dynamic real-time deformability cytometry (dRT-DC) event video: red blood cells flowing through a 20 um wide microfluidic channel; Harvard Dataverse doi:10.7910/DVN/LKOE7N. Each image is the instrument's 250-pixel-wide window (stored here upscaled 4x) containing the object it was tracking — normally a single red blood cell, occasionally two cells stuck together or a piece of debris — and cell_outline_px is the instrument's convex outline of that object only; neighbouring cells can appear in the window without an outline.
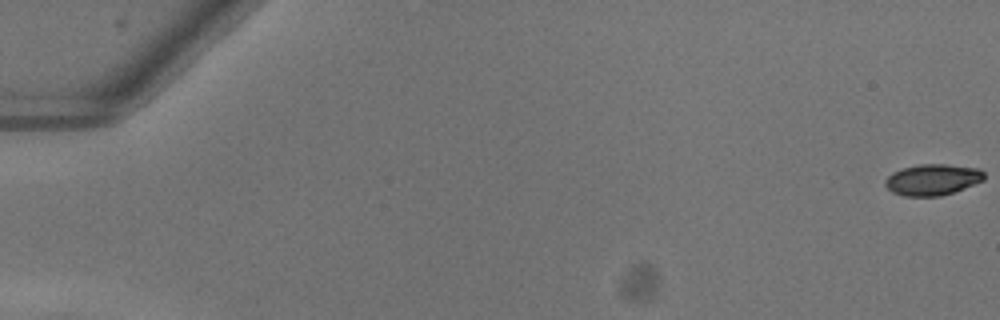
{"species": "common noctule bat (a hibernating species)", "species_latin": "Nyctalus noctula", "temperature_condition": "warm", "stored_images_in_passage": 53, "camera_frame_rate_fps": 3000, "um_per_image_px": 0.085, "animal": {"sex": "female"}, "frame": {"image": 1, "passage_image": 1, "time_ms": 0.0, "image_size_px": [1000, 320], "cell_outline_px": [[984, 180], [964, 188], [940, 196], [904, 196], [892, 192], [884, 184], [884, 180], [892, 172], [904, 168], [920, 164], [944, 164], [980, 168], [984, 172]], "centroid_in_image_um": [79.26, 15.26], "position_along_channel_um": 5.7, "area_um2": 17.92}}
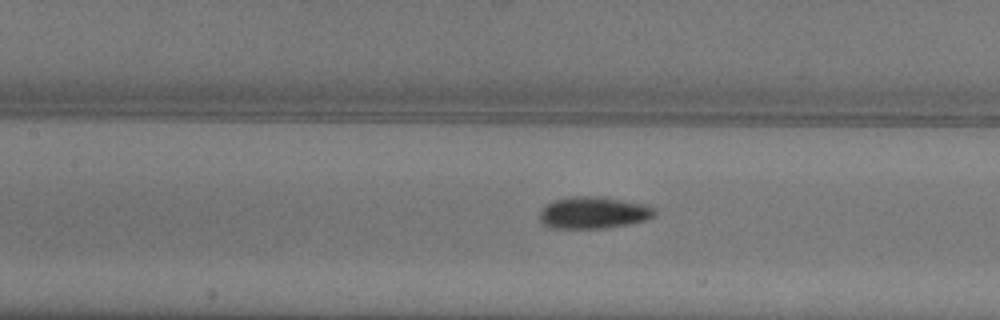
{"frame": {"image": 2, "passage_image": 26, "time_ms": 8.333, "image_size_px": [1000, 320], "cell_outline_px": [[656, 216], [648, 220], [628, 224], [604, 228], [552, 228], [544, 224], [540, 220], [540, 212], [552, 200], [568, 196], [596, 196], [648, 204], [656, 208]], "centroid_in_image_um": [50.5, 18.07], "position_along_channel_um": 156.9, "area_um2": 21.56}}
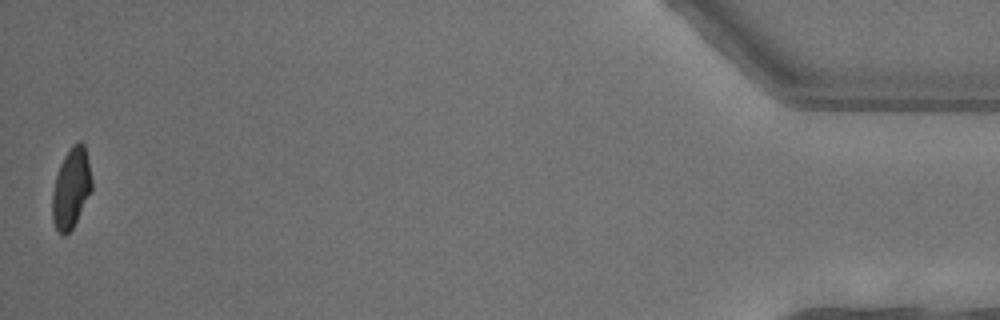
{"frame": {"image": 3, "passage_image": 53, "time_ms": 17.333, "image_size_px": [1000, 320], "cell_outline_px": [[92, 188], [72, 228], [64, 236], [56, 228], [52, 220], [52, 192], [56, 176], [60, 164], [64, 156], [72, 144], [80, 140], [84, 144], [88, 160], [92, 180]], "centroid_in_image_um": [6.04, 15.96], "position_along_channel_um": 429.2, "area_um2": 18.21}, "authors_computed_cell_mechanics": {"area_um2": 19.4208, "velocity_mm_per_s": 4.038, "shape_relaxation_time_tau1_ms": 4.6527, "shape_relaxation_time_tau2_ms": 1.0287, "deformation_change_tau1": 0.1395, "deformation_change_tau2": 0.0336}}